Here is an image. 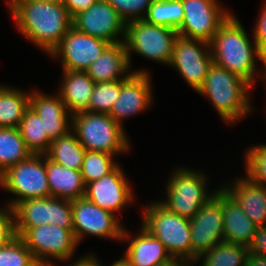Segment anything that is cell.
<instances>
[{
  "mask_svg": "<svg viewBox=\"0 0 266 266\" xmlns=\"http://www.w3.org/2000/svg\"><path fill=\"white\" fill-rule=\"evenodd\" d=\"M152 88L150 73H132L127 79L121 80L119 98L109 115L122 126L124 119L148 110L153 102Z\"/></svg>",
  "mask_w": 266,
  "mask_h": 266,
  "instance_id": "ac0fdd59",
  "label": "cell"
},
{
  "mask_svg": "<svg viewBox=\"0 0 266 266\" xmlns=\"http://www.w3.org/2000/svg\"><path fill=\"white\" fill-rule=\"evenodd\" d=\"M97 1L98 0H65L63 4L73 18L76 14L88 9Z\"/></svg>",
  "mask_w": 266,
  "mask_h": 266,
  "instance_id": "ab89813d",
  "label": "cell"
},
{
  "mask_svg": "<svg viewBox=\"0 0 266 266\" xmlns=\"http://www.w3.org/2000/svg\"><path fill=\"white\" fill-rule=\"evenodd\" d=\"M132 192L127 175L125 176L124 170L118 165L109 174L86 184L84 197L115 215L133 202L135 194Z\"/></svg>",
  "mask_w": 266,
  "mask_h": 266,
  "instance_id": "e0dca14e",
  "label": "cell"
},
{
  "mask_svg": "<svg viewBox=\"0 0 266 266\" xmlns=\"http://www.w3.org/2000/svg\"><path fill=\"white\" fill-rule=\"evenodd\" d=\"M0 266H40L23 240L16 236L0 247Z\"/></svg>",
  "mask_w": 266,
  "mask_h": 266,
  "instance_id": "836d02e7",
  "label": "cell"
},
{
  "mask_svg": "<svg viewBox=\"0 0 266 266\" xmlns=\"http://www.w3.org/2000/svg\"><path fill=\"white\" fill-rule=\"evenodd\" d=\"M120 90L121 80L95 83L89 102V111L109 114L119 98Z\"/></svg>",
  "mask_w": 266,
  "mask_h": 266,
  "instance_id": "d6a6232c",
  "label": "cell"
},
{
  "mask_svg": "<svg viewBox=\"0 0 266 266\" xmlns=\"http://www.w3.org/2000/svg\"><path fill=\"white\" fill-rule=\"evenodd\" d=\"M244 266H266V255L248 253Z\"/></svg>",
  "mask_w": 266,
  "mask_h": 266,
  "instance_id": "7bdbcfd3",
  "label": "cell"
},
{
  "mask_svg": "<svg viewBox=\"0 0 266 266\" xmlns=\"http://www.w3.org/2000/svg\"><path fill=\"white\" fill-rule=\"evenodd\" d=\"M261 81L265 84V87H266V73L262 76Z\"/></svg>",
  "mask_w": 266,
  "mask_h": 266,
  "instance_id": "7dc6e473",
  "label": "cell"
},
{
  "mask_svg": "<svg viewBox=\"0 0 266 266\" xmlns=\"http://www.w3.org/2000/svg\"><path fill=\"white\" fill-rule=\"evenodd\" d=\"M257 44V60L262 63L261 74L266 73V41H255Z\"/></svg>",
  "mask_w": 266,
  "mask_h": 266,
  "instance_id": "b9f144b4",
  "label": "cell"
},
{
  "mask_svg": "<svg viewBox=\"0 0 266 266\" xmlns=\"http://www.w3.org/2000/svg\"><path fill=\"white\" fill-rule=\"evenodd\" d=\"M124 42L108 44L86 70L95 83L125 80L132 73H149L146 69L132 71Z\"/></svg>",
  "mask_w": 266,
  "mask_h": 266,
  "instance_id": "44dd1931",
  "label": "cell"
},
{
  "mask_svg": "<svg viewBox=\"0 0 266 266\" xmlns=\"http://www.w3.org/2000/svg\"><path fill=\"white\" fill-rule=\"evenodd\" d=\"M248 253L266 255V225L259 226L248 246Z\"/></svg>",
  "mask_w": 266,
  "mask_h": 266,
  "instance_id": "74e56055",
  "label": "cell"
},
{
  "mask_svg": "<svg viewBox=\"0 0 266 266\" xmlns=\"http://www.w3.org/2000/svg\"><path fill=\"white\" fill-rule=\"evenodd\" d=\"M86 149L71 130L51 141L45 156L53 162L73 170H80Z\"/></svg>",
  "mask_w": 266,
  "mask_h": 266,
  "instance_id": "484cf974",
  "label": "cell"
},
{
  "mask_svg": "<svg viewBox=\"0 0 266 266\" xmlns=\"http://www.w3.org/2000/svg\"><path fill=\"white\" fill-rule=\"evenodd\" d=\"M189 167L173 169L166 186V199L158 200L170 212L191 219L216 193L208 191L207 175ZM212 192V193H210ZM209 193V194H208Z\"/></svg>",
  "mask_w": 266,
  "mask_h": 266,
  "instance_id": "8992f818",
  "label": "cell"
},
{
  "mask_svg": "<svg viewBox=\"0 0 266 266\" xmlns=\"http://www.w3.org/2000/svg\"><path fill=\"white\" fill-rule=\"evenodd\" d=\"M142 212L141 226L165 245L173 259L193 265L189 219L170 212L158 201L147 203Z\"/></svg>",
  "mask_w": 266,
  "mask_h": 266,
  "instance_id": "277c9868",
  "label": "cell"
},
{
  "mask_svg": "<svg viewBox=\"0 0 266 266\" xmlns=\"http://www.w3.org/2000/svg\"><path fill=\"white\" fill-rule=\"evenodd\" d=\"M244 155L245 175L255 183L266 185V144L253 145Z\"/></svg>",
  "mask_w": 266,
  "mask_h": 266,
  "instance_id": "e575fe53",
  "label": "cell"
},
{
  "mask_svg": "<svg viewBox=\"0 0 266 266\" xmlns=\"http://www.w3.org/2000/svg\"><path fill=\"white\" fill-rule=\"evenodd\" d=\"M15 232L21 236L28 228L54 224L73 231L72 203L57 197L23 200L14 207Z\"/></svg>",
  "mask_w": 266,
  "mask_h": 266,
  "instance_id": "30bf717a",
  "label": "cell"
},
{
  "mask_svg": "<svg viewBox=\"0 0 266 266\" xmlns=\"http://www.w3.org/2000/svg\"><path fill=\"white\" fill-rule=\"evenodd\" d=\"M177 36V30L166 26L152 25L143 19L126 22L123 42L130 68L132 66L131 52L169 66L173 44Z\"/></svg>",
  "mask_w": 266,
  "mask_h": 266,
  "instance_id": "52a82bcc",
  "label": "cell"
},
{
  "mask_svg": "<svg viewBox=\"0 0 266 266\" xmlns=\"http://www.w3.org/2000/svg\"><path fill=\"white\" fill-rule=\"evenodd\" d=\"M125 24L108 0H98L72 18L75 29L109 44L124 41Z\"/></svg>",
  "mask_w": 266,
  "mask_h": 266,
  "instance_id": "2e32d148",
  "label": "cell"
},
{
  "mask_svg": "<svg viewBox=\"0 0 266 266\" xmlns=\"http://www.w3.org/2000/svg\"><path fill=\"white\" fill-rule=\"evenodd\" d=\"M29 107L41 118L47 136L54 140L72 129V114L67 110L58 93L47 95L40 90H31Z\"/></svg>",
  "mask_w": 266,
  "mask_h": 266,
  "instance_id": "d6986e66",
  "label": "cell"
},
{
  "mask_svg": "<svg viewBox=\"0 0 266 266\" xmlns=\"http://www.w3.org/2000/svg\"><path fill=\"white\" fill-rule=\"evenodd\" d=\"M18 32L47 53L61 42L72 27V17L60 2L6 0Z\"/></svg>",
  "mask_w": 266,
  "mask_h": 266,
  "instance_id": "6da1fadb",
  "label": "cell"
},
{
  "mask_svg": "<svg viewBox=\"0 0 266 266\" xmlns=\"http://www.w3.org/2000/svg\"><path fill=\"white\" fill-rule=\"evenodd\" d=\"M108 2L119 16L128 22L143 19L153 0H108Z\"/></svg>",
  "mask_w": 266,
  "mask_h": 266,
  "instance_id": "d590c367",
  "label": "cell"
},
{
  "mask_svg": "<svg viewBox=\"0 0 266 266\" xmlns=\"http://www.w3.org/2000/svg\"><path fill=\"white\" fill-rule=\"evenodd\" d=\"M213 63L208 41L177 36L169 66L196 92L204 84Z\"/></svg>",
  "mask_w": 266,
  "mask_h": 266,
  "instance_id": "8fae6325",
  "label": "cell"
},
{
  "mask_svg": "<svg viewBox=\"0 0 266 266\" xmlns=\"http://www.w3.org/2000/svg\"><path fill=\"white\" fill-rule=\"evenodd\" d=\"M224 242L248 247L258 226L244 213L235 199L221 186Z\"/></svg>",
  "mask_w": 266,
  "mask_h": 266,
  "instance_id": "603a6c76",
  "label": "cell"
},
{
  "mask_svg": "<svg viewBox=\"0 0 266 266\" xmlns=\"http://www.w3.org/2000/svg\"><path fill=\"white\" fill-rule=\"evenodd\" d=\"M114 157L109 153L86 150L80 169L85 185L112 172L119 165Z\"/></svg>",
  "mask_w": 266,
  "mask_h": 266,
  "instance_id": "1f68e13d",
  "label": "cell"
},
{
  "mask_svg": "<svg viewBox=\"0 0 266 266\" xmlns=\"http://www.w3.org/2000/svg\"><path fill=\"white\" fill-rule=\"evenodd\" d=\"M250 39L239 19L231 13L209 43L213 62L254 88L256 77L262 79V74L256 67L257 44Z\"/></svg>",
  "mask_w": 266,
  "mask_h": 266,
  "instance_id": "7a4b0ae2",
  "label": "cell"
},
{
  "mask_svg": "<svg viewBox=\"0 0 266 266\" xmlns=\"http://www.w3.org/2000/svg\"><path fill=\"white\" fill-rule=\"evenodd\" d=\"M3 207V208H2ZM15 212L9 205L0 208V247L8 244L15 238Z\"/></svg>",
  "mask_w": 266,
  "mask_h": 266,
  "instance_id": "8d00e7d4",
  "label": "cell"
},
{
  "mask_svg": "<svg viewBox=\"0 0 266 266\" xmlns=\"http://www.w3.org/2000/svg\"><path fill=\"white\" fill-rule=\"evenodd\" d=\"M31 155L18 128L0 127V175L10 166L28 159Z\"/></svg>",
  "mask_w": 266,
  "mask_h": 266,
  "instance_id": "83f0119b",
  "label": "cell"
},
{
  "mask_svg": "<svg viewBox=\"0 0 266 266\" xmlns=\"http://www.w3.org/2000/svg\"><path fill=\"white\" fill-rule=\"evenodd\" d=\"M0 187L14 194L15 197L5 203L12 208L23 200L50 197L45 154H32L7 168L0 175Z\"/></svg>",
  "mask_w": 266,
  "mask_h": 266,
  "instance_id": "ba28073f",
  "label": "cell"
},
{
  "mask_svg": "<svg viewBox=\"0 0 266 266\" xmlns=\"http://www.w3.org/2000/svg\"><path fill=\"white\" fill-rule=\"evenodd\" d=\"M18 129L32 154H45L48 151L52 140L47 136L41 118L32 108L25 110Z\"/></svg>",
  "mask_w": 266,
  "mask_h": 266,
  "instance_id": "f1b7e54d",
  "label": "cell"
},
{
  "mask_svg": "<svg viewBox=\"0 0 266 266\" xmlns=\"http://www.w3.org/2000/svg\"><path fill=\"white\" fill-rule=\"evenodd\" d=\"M262 5L252 34L254 41H266V1Z\"/></svg>",
  "mask_w": 266,
  "mask_h": 266,
  "instance_id": "f35d334b",
  "label": "cell"
},
{
  "mask_svg": "<svg viewBox=\"0 0 266 266\" xmlns=\"http://www.w3.org/2000/svg\"><path fill=\"white\" fill-rule=\"evenodd\" d=\"M184 19L182 0H153L143 20L178 30Z\"/></svg>",
  "mask_w": 266,
  "mask_h": 266,
  "instance_id": "f546056e",
  "label": "cell"
},
{
  "mask_svg": "<svg viewBox=\"0 0 266 266\" xmlns=\"http://www.w3.org/2000/svg\"><path fill=\"white\" fill-rule=\"evenodd\" d=\"M222 187L258 227L266 225V185L244 176L235 178L232 183L222 184Z\"/></svg>",
  "mask_w": 266,
  "mask_h": 266,
  "instance_id": "7402d4cb",
  "label": "cell"
},
{
  "mask_svg": "<svg viewBox=\"0 0 266 266\" xmlns=\"http://www.w3.org/2000/svg\"><path fill=\"white\" fill-rule=\"evenodd\" d=\"M58 94L72 114L89 111V102L95 82L86 71L62 70Z\"/></svg>",
  "mask_w": 266,
  "mask_h": 266,
  "instance_id": "cb8c5ba5",
  "label": "cell"
},
{
  "mask_svg": "<svg viewBox=\"0 0 266 266\" xmlns=\"http://www.w3.org/2000/svg\"><path fill=\"white\" fill-rule=\"evenodd\" d=\"M105 266V265H104ZM110 266H132L129 260L123 255L119 260L113 262Z\"/></svg>",
  "mask_w": 266,
  "mask_h": 266,
  "instance_id": "ee69618b",
  "label": "cell"
},
{
  "mask_svg": "<svg viewBox=\"0 0 266 266\" xmlns=\"http://www.w3.org/2000/svg\"><path fill=\"white\" fill-rule=\"evenodd\" d=\"M129 239V240H128ZM122 241H129L124 256L132 266H155L165 263H179L173 259L165 245L152 236L143 226L138 234H131L124 228Z\"/></svg>",
  "mask_w": 266,
  "mask_h": 266,
  "instance_id": "ffe728a7",
  "label": "cell"
},
{
  "mask_svg": "<svg viewBox=\"0 0 266 266\" xmlns=\"http://www.w3.org/2000/svg\"><path fill=\"white\" fill-rule=\"evenodd\" d=\"M182 3L184 19L177 32L186 38L210 42L232 13L218 0H182Z\"/></svg>",
  "mask_w": 266,
  "mask_h": 266,
  "instance_id": "4fadbf2b",
  "label": "cell"
},
{
  "mask_svg": "<svg viewBox=\"0 0 266 266\" xmlns=\"http://www.w3.org/2000/svg\"><path fill=\"white\" fill-rule=\"evenodd\" d=\"M252 89L248 82L213 63L197 93L210 100L222 120L234 125L253 112Z\"/></svg>",
  "mask_w": 266,
  "mask_h": 266,
  "instance_id": "3957f363",
  "label": "cell"
},
{
  "mask_svg": "<svg viewBox=\"0 0 266 266\" xmlns=\"http://www.w3.org/2000/svg\"><path fill=\"white\" fill-rule=\"evenodd\" d=\"M124 129L109 114L83 111L72 115L71 130L86 150L126 154L131 144Z\"/></svg>",
  "mask_w": 266,
  "mask_h": 266,
  "instance_id": "5b68a950",
  "label": "cell"
},
{
  "mask_svg": "<svg viewBox=\"0 0 266 266\" xmlns=\"http://www.w3.org/2000/svg\"><path fill=\"white\" fill-rule=\"evenodd\" d=\"M204 204L190 221L193 265L212 247L224 242L221 188Z\"/></svg>",
  "mask_w": 266,
  "mask_h": 266,
  "instance_id": "5bb4252c",
  "label": "cell"
},
{
  "mask_svg": "<svg viewBox=\"0 0 266 266\" xmlns=\"http://www.w3.org/2000/svg\"><path fill=\"white\" fill-rule=\"evenodd\" d=\"M29 97L30 92L0 84V127H19Z\"/></svg>",
  "mask_w": 266,
  "mask_h": 266,
  "instance_id": "4316f807",
  "label": "cell"
},
{
  "mask_svg": "<svg viewBox=\"0 0 266 266\" xmlns=\"http://www.w3.org/2000/svg\"><path fill=\"white\" fill-rule=\"evenodd\" d=\"M247 254L248 247L223 242L204 252L193 266L199 261L202 266H244Z\"/></svg>",
  "mask_w": 266,
  "mask_h": 266,
  "instance_id": "4dcf8cb0",
  "label": "cell"
},
{
  "mask_svg": "<svg viewBox=\"0 0 266 266\" xmlns=\"http://www.w3.org/2000/svg\"><path fill=\"white\" fill-rule=\"evenodd\" d=\"M109 43L78 31L73 26L48 55L61 59L63 70L86 71Z\"/></svg>",
  "mask_w": 266,
  "mask_h": 266,
  "instance_id": "9a60e30c",
  "label": "cell"
},
{
  "mask_svg": "<svg viewBox=\"0 0 266 266\" xmlns=\"http://www.w3.org/2000/svg\"><path fill=\"white\" fill-rule=\"evenodd\" d=\"M97 258L98 257L92 252L84 257L82 256L79 259H76L74 263L67 266H104V264L100 263Z\"/></svg>",
  "mask_w": 266,
  "mask_h": 266,
  "instance_id": "60d3db41",
  "label": "cell"
},
{
  "mask_svg": "<svg viewBox=\"0 0 266 266\" xmlns=\"http://www.w3.org/2000/svg\"><path fill=\"white\" fill-rule=\"evenodd\" d=\"M34 1H49V2H60V3H64L65 0H34Z\"/></svg>",
  "mask_w": 266,
  "mask_h": 266,
  "instance_id": "bcb514c9",
  "label": "cell"
},
{
  "mask_svg": "<svg viewBox=\"0 0 266 266\" xmlns=\"http://www.w3.org/2000/svg\"><path fill=\"white\" fill-rule=\"evenodd\" d=\"M20 238L40 266H55L54 259L67 262L79 246L73 231L54 224L28 228Z\"/></svg>",
  "mask_w": 266,
  "mask_h": 266,
  "instance_id": "9c48e42d",
  "label": "cell"
},
{
  "mask_svg": "<svg viewBox=\"0 0 266 266\" xmlns=\"http://www.w3.org/2000/svg\"><path fill=\"white\" fill-rule=\"evenodd\" d=\"M73 232L80 244L87 234L121 241L124 228L119 218L87 200L85 197L72 200Z\"/></svg>",
  "mask_w": 266,
  "mask_h": 266,
  "instance_id": "7c38bea8",
  "label": "cell"
},
{
  "mask_svg": "<svg viewBox=\"0 0 266 266\" xmlns=\"http://www.w3.org/2000/svg\"><path fill=\"white\" fill-rule=\"evenodd\" d=\"M178 266H193L192 264H179Z\"/></svg>",
  "mask_w": 266,
  "mask_h": 266,
  "instance_id": "c3c4849f",
  "label": "cell"
},
{
  "mask_svg": "<svg viewBox=\"0 0 266 266\" xmlns=\"http://www.w3.org/2000/svg\"><path fill=\"white\" fill-rule=\"evenodd\" d=\"M180 263H165V264H160V265H155V266H178Z\"/></svg>",
  "mask_w": 266,
  "mask_h": 266,
  "instance_id": "f6af8a7d",
  "label": "cell"
},
{
  "mask_svg": "<svg viewBox=\"0 0 266 266\" xmlns=\"http://www.w3.org/2000/svg\"><path fill=\"white\" fill-rule=\"evenodd\" d=\"M46 173L50 197L70 201L84 197L86 185L80 170L69 169L46 157Z\"/></svg>",
  "mask_w": 266,
  "mask_h": 266,
  "instance_id": "d4e9b609",
  "label": "cell"
}]
</instances>
